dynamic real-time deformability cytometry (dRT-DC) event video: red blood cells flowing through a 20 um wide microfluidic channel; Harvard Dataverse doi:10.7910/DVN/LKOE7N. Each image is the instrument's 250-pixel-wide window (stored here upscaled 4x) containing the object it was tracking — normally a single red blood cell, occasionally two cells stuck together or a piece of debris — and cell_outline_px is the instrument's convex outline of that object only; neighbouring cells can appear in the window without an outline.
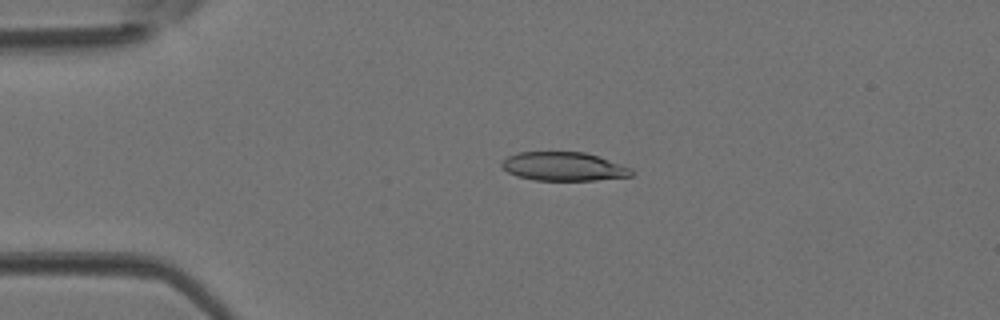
{"species": "Egyptian fruit bat (a non-hibernating species)", "species_latin": "Rousettus aegyptiacus", "temperature_condition": "room temperature", "stored_images_in_passage": 44, "camera_frame_rate_fps": 3000, "um_per_image_px": 0.085, "animal": {"sex": "female"}, "frame": {"image": 1, "passage_image": 10, "time_ms": 3.0, "image_size_px": [1000, 320], "cell_outline_px": [[636, 172], [632, 176], [596, 180], [536, 180], [516, 176], [500, 168], [500, 164], [508, 156], [516, 152], [584, 152], [632, 168]], "centroid_in_image_um": [47.89, 14.15], "position_along_channel_um": 37.1, "area_um2": 21.73}}
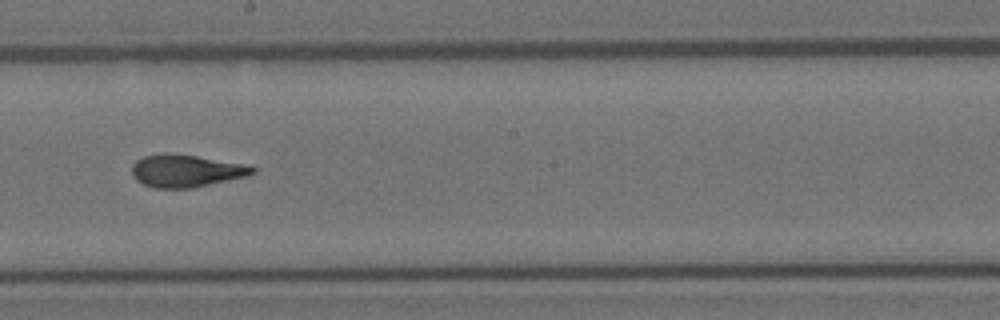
{"frame": {"image": 2, "passage_image": 25, "time_ms": 8.0, "image_size_px": [1000, 320], "cell_outline_px": [[256, 172], [248, 176], [192, 188], [156, 188], [144, 184], [136, 180], [132, 176], [132, 164], [136, 160], [144, 156], [164, 152], [168, 152], [196, 156], [240, 164], [256, 168]], "centroid_in_image_um": [15.76, 14.52], "position_along_channel_um": 232.4, "area_um2": 22.72}}
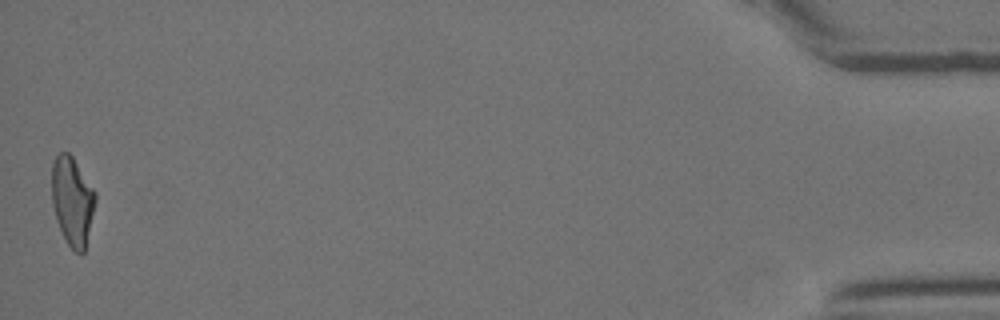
{"frame": {"image": 3, "passage_image": 44, "time_ms": 14.333, "image_size_px": [1000, 320], "cell_outline_px": [[96, 200], [84, 252], [80, 256], [68, 244], [56, 220], [52, 204], [52, 164], [56, 156], [60, 152], [68, 152], [72, 156], [96, 192]], "centroid_in_image_um": [6.15, 17.08], "position_along_channel_um": 429.1, "area_um2": 22.37}}